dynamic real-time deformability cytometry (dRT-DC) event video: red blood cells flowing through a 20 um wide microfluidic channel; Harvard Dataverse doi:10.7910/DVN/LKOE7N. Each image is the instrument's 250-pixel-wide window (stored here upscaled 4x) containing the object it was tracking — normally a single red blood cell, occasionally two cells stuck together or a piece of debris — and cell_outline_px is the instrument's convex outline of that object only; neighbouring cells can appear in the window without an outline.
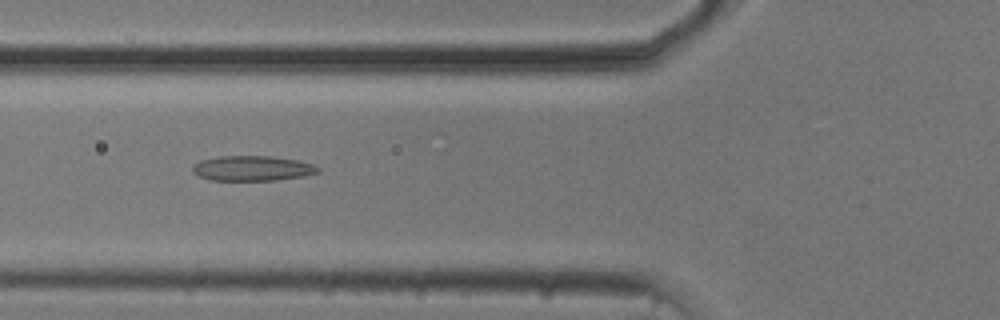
{"species": "common noctule bat (a hibernating species)", "species_latin": "Nyctalus noctula", "temperature_condition": "cold", "stored_images_in_passage": 35, "camera_frame_rate_fps": 3000, "um_per_image_px": 0.085, "animal": {"sex": "male", "body_mass_g": 20.5, "forearm_length_mm": 52.5}, "frame": {"image": 1, "passage_image": 6, "time_ms": 1.667, "image_size_px": [1000, 320], "cell_outline_px": [[320, 172], [304, 176], [276, 180], [212, 180], [196, 176], [192, 172], [192, 164], [200, 160], [220, 156], [272, 156], [296, 160], [312, 164], [320, 168]], "centroid_in_image_um": [21.41, 14.31], "position_along_channel_um": 104.4, "area_um2": 18.44}}
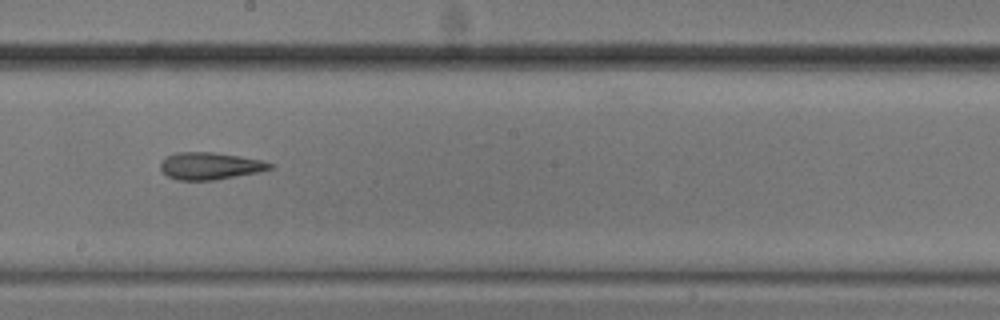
{"frame": {"image": 2, "passage_image": 16, "time_ms": 5.0, "image_size_px": [1000, 320], "cell_outline_px": [[272, 168], [256, 172], [212, 180], [180, 180], [168, 176], [160, 168], [160, 164], [168, 156], [176, 152], [212, 152], [240, 156], [260, 160], [272, 164]], "centroid_in_image_um": [17.82, 14.09], "position_along_channel_um": 230.4, "area_um2": 16.88}}
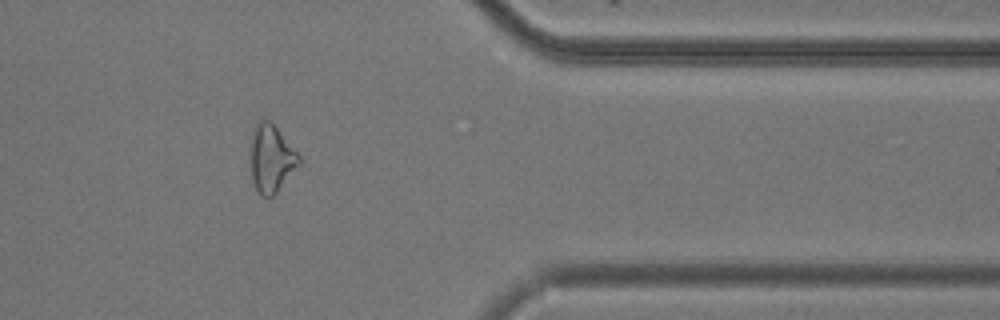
{"frame": {"image": 3, "passage_image": 30, "time_ms": 9.667, "image_size_px": [1000, 320], "cell_outline_px": [[300, 164], [276, 192], [268, 200], [260, 196], [252, 180], [248, 148], [252, 132], [256, 124], [260, 120], [268, 120], [276, 128], [300, 156]], "centroid_in_image_um": [23.0, 13.5], "position_along_channel_um": 388.4, "area_um2": 19.25}}